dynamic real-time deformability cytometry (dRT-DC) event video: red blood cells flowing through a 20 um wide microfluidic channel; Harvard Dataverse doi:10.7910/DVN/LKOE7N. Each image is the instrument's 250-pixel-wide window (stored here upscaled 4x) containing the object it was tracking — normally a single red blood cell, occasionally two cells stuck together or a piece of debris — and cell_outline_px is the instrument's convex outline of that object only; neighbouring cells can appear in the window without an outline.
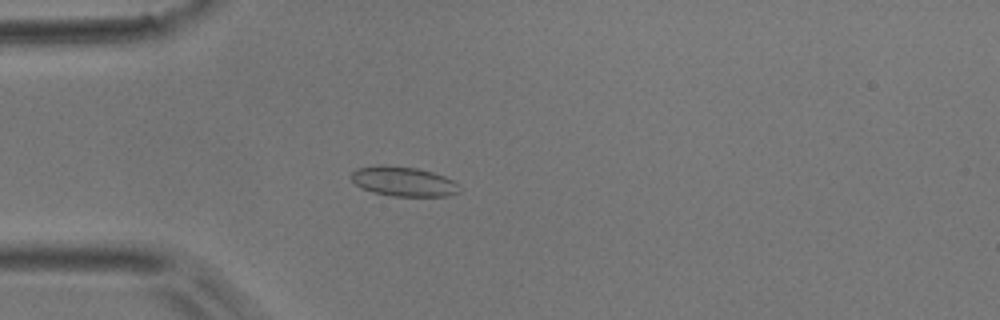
{"species": "common noctule bat (a hibernating species)", "species_latin": "Nyctalus noctula", "temperature_condition": "room temperature", "stored_images_in_passage": 50, "camera_frame_rate_fps": 3000, "um_per_image_px": 0.085, "animal": {"sex": "male", "body_mass_g": 17.9}, "frame": {"image": 1, "passage_image": 13, "time_ms": 4.0, "image_size_px": [1000, 320], "cell_outline_px": [[460, 192], [448, 196], [392, 196], [372, 192], [360, 188], [352, 180], [352, 172], [356, 168], [376, 164], [384, 164], [416, 168], [432, 172], [444, 176], [460, 184]], "centroid_in_image_um": [34.28, 15.42], "position_along_channel_um": 50.7, "area_um2": 18.96}}
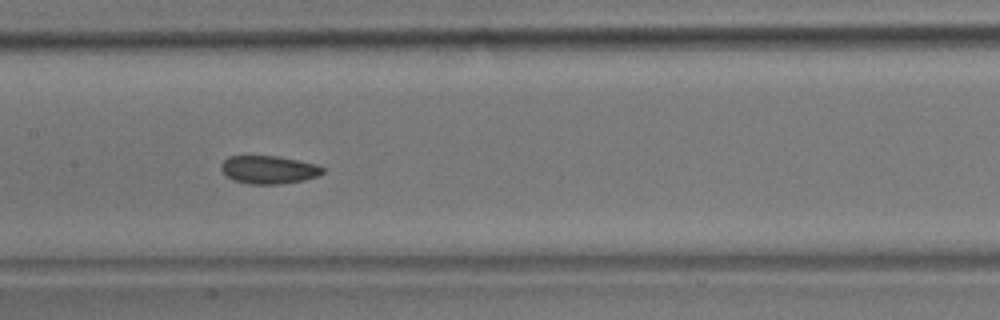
{"frame": {"image": 2, "passage_image": 24, "time_ms": 7.667, "image_size_px": [1000, 320], "cell_outline_px": [[324, 172], [316, 176], [304, 180], [280, 184], [248, 184], [232, 180], [220, 168], [220, 164], [228, 156], [276, 156], [316, 164], [324, 168]], "centroid_in_image_um": [22.81, 14.43], "position_along_channel_um": 184.6, "area_um2": 16.53}}
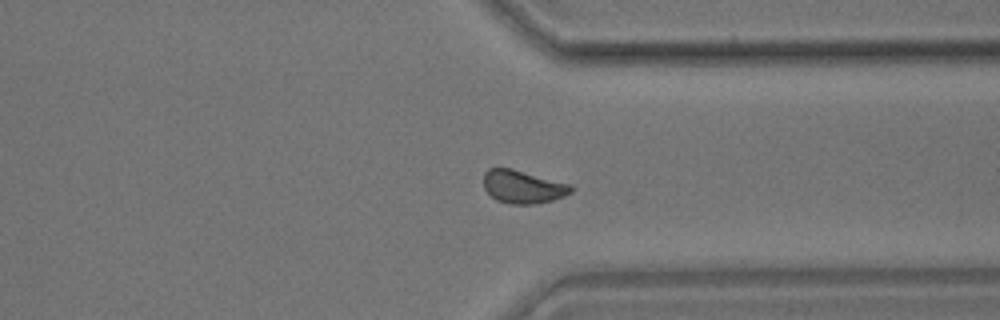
{"frame": {"image": 3, "passage_image": 38, "time_ms": 12.333, "image_size_px": [1000, 320], "cell_outline_px": [[572, 192], [564, 196], [552, 200], [532, 204], [512, 204], [496, 200], [484, 188], [484, 172], [488, 168], [512, 168], [572, 184]], "centroid_in_image_um": [44.45, 15.86], "position_along_channel_um": 366.9, "area_um2": 16.88}, "authors_computed_cell_mechanics": {"area_um2": 17.0221, "velocity_mm_per_s": 3.9209, "shape_relaxation_time_tau1_ms": 4.842, "shape_relaxation_time_tau2_ms": 0.6597, "deformation_change_tau1": 0.0824, "deformation_change_tau2": 0.0462}}